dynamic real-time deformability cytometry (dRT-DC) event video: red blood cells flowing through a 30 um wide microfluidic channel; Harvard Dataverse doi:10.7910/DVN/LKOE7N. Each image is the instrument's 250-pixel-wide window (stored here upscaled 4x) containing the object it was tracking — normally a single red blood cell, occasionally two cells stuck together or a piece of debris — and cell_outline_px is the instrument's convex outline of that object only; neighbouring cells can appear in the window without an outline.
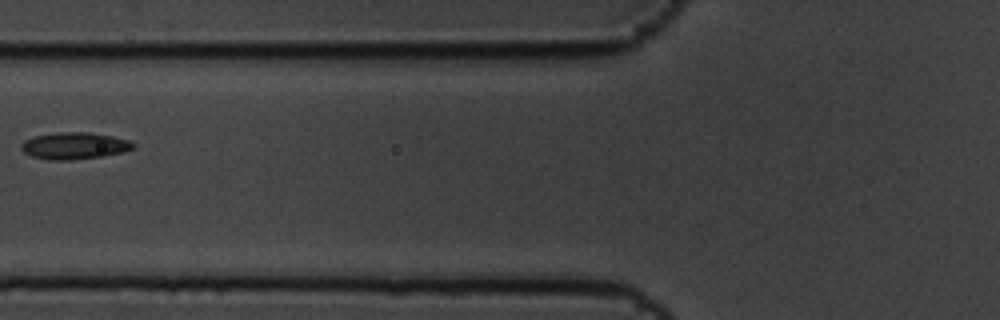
{"species": "common noctule bat (a hibernating species)", "species_latin": "Nyctalus noctula", "temperature_condition": "cold", "stored_images_in_passage": 7, "camera_frame_rate_fps": 3000, "um_per_image_px": 0.085, "animal": {"sex": "male", "body_mass_g": 19.5, "forearm_length_mm": 54.6}, "frame": {"image": 1, "passage_image": 7, "time_ms": 2.0, "image_size_px": [1000, 320], "cell_outline_px": [[136, 148], [124, 152], [104, 156], [68, 160], [48, 160], [32, 156], [24, 152], [20, 148], [20, 144], [24, 140], [36, 136], [60, 132], [88, 132], [112, 136], [128, 140], [136, 144]], "centroid_in_image_um": [6.35, 12.39], "position_along_channel_um": 119.5, "area_um2": 17.57}}